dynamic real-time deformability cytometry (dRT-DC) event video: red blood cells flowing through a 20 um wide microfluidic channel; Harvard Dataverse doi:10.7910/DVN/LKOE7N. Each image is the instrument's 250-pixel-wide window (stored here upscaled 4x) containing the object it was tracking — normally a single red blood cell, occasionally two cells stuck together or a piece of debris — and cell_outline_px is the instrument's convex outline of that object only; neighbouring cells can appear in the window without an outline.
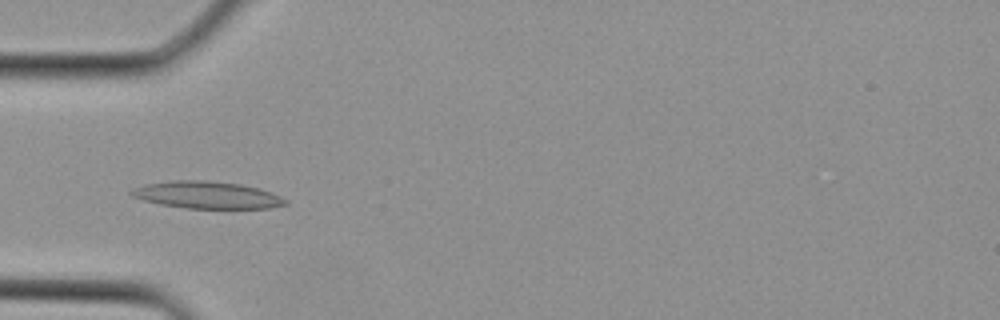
{"species": "Egyptian fruit bat (a non-hibernating species)", "species_latin": "Rousettus aegyptiacus", "temperature_condition": "cold", "stored_images_in_passage": 2, "camera_frame_rate_fps": 3000, "um_per_image_px": 0.085, "animal": {"sex": "female"}, "frame": {"image": 1, "passage_image": 2, "time_ms": 0.333, "image_size_px": [1000, 320], "cell_outline_px": [[288, 204], [268, 208], [188, 208], [160, 204], [144, 200], [132, 196], [128, 192], [144, 184], [176, 180], [208, 180], [240, 184], [260, 188], [280, 196], [288, 200]], "centroid_in_image_um": [17.62, 16.57], "position_along_channel_um": 67.4, "area_um2": 24.22}}